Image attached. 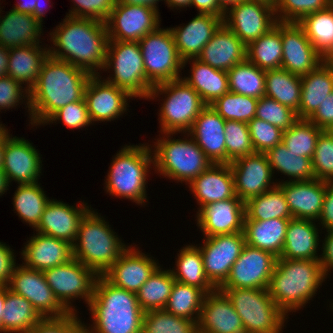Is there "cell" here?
Returning <instances> with one entry per match:
<instances>
[{
	"mask_svg": "<svg viewBox=\"0 0 333 333\" xmlns=\"http://www.w3.org/2000/svg\"><path fill=\"white\" fill-rule=\"evenodd\" d=\"M49 34L54 46L48 47L51 57L82 68L92 75L100 74L103 70L109 42L105 22L66 15L63 22Z\"/></svg>",
	"mask_w": 333,
	"mask_h": 333,
	"instance_id": "cell-1",
	"label": "cell"
},
{
	"mask_svg": "<svg viewBox=\"0 0 333 333\" xmlns=\"http://www.w3.org/2000/svg\"><path fill=\"white\" fill-rule=\"evenodd\" d=\"M91 75L82 68L49 55L29 93V123L32 127L44 125L57 110L82 100Z\"/></svg>",
	"mask_w": 333,
	"mask_h": 333,
	"instance_id": "cell-2",
	"label": "cell"
},
{
	"mask_svg": "<svg viewBox=\"0 0 333 333\" xmlns=\"http://www.w3.org/2000/svg\"><path fill=\"white\" fill-rule=\"evenodd\" d=\"M93 319L87 333H142L144 311L137 295L97 277L88 305Z\"/></svg>",
	"mask_w": 333,
	"mask_h": 333,
	"instance_id": "cell-3",
	"label": "cell"
},
{
	"mask_svg": "<svg viewBox=\"0 0 333 333\" xmlns=\"http://www.w3.org/2000/svg\"><path fill=\"white\" fill-rule=\"evenodd\" d=\"M320 260L277 258L268 291L274 303L288 316L305 307L325 281Z\"/></svg>",
	"mask_w": 333,
	"mask_h": 333,
	"instance_id": "cell-4",
	"label": "cell"
},
{
	"mask_svg": "<svg viewBox=\"0 0 333 333\" xmlns=\"http://www.w3.org/2000/svg\"><path fill=\"white\" fill-rule=\"evenodd\" d=\"M98 212L90 210L81 221L72 245L73 258L103 275L129 247L111 229L109 222Z\"/></svg>",
	"mask_w": 333,
	"mask_h": 333,
	"instance_id": "cell-5",
	"label": "cell"
},
{
	"mask_svg": "<svg viewBox=\"0 0 333 333\" xmlns=\"http://www.w3.org/2000/svg\"><path fill=\"white\" fill-rule=\"evenodd\" d=\"M150 144L124 145L112 159L105 181L109 195L126 198L138 205L147 202V176L153 164Z\"/></svg>",
	"mask_w": 333,
	"mask_h": 333,
	"instance_id": "cell-6",
	"label": "cell"
},
{
	"mask_svg": "<svg viewBox=\"0 0 333 333\" xmlns=\"http://www.w3.org/2000/svg\"><path fill=\"white\" fill-rule=\"evenodd\" d=\"M161 135L150 145L158 175L188 185L213 164L188 133L182 139H174L173 133Z\"/></svg>",
	"mask_w": 333,
	"mask_h": 333,
	"instance_id": "cell-7",
	"label": "cell"
},
{
	"mask_svg": "<svg viewBox=\"0 0 333 333\" xmlns=\"http://www.w3.org/2000/svg\"><path fill=\"white\" fill-rule=\"evenodd\" d=\"M160 95L165 97L158 113L160 133L187 134L206 106L200 95L182 78L153 86L147 99Z\"/></svg>",
	"mask_w": 333,
	"mask_h": 333,
	"instance_id": "cell-8",
	"label": "cell"
},
{
	"mask_svg": "<svg viewBox=\"0 0 333 333\" xmlns=\"http://www.w3.org/2000/svg\"><path fill=\"white\" fill-rule=\"evenodd\" d=\"M240 316L245 333H281L287 315L274 303L268 289H219Z\"/></svg>",
	"mask_w": 333,
	"mask_h": 333,
	"instance_id": "cell-9",
	"label": "cell"
},
{
	"mask_svg": "<svg viewBox=\"0 0 333 333\" xmlns=\"http://www.w3.org/2000/svg\"><path fill=\"white\" fill-rule=\"evenodd\" d=\"M111 68V69H110ZM114 71L105 79L131 97L147 99L153 86L147 81L139 42L109 40L103 71Z\"/></svg>",
	"mask_w": 333,
	"mask_h": 333,
	"instance_id": "cell-10",
	"label": "cell"
},
{
	"mask_svg": "<svg viewBox=\"0 0 333 333\" xmlns=\"http://www.w3.org/2000/svg\"><path fill=\"white\" fill-rule=\"evenodd\" d=\"M147 81L156 86L181 77V60L170 28H158L139 41ZM181 69V70H180Z\"/></svg>",
	"mask_w": 333,
	"mask_h": 333,
	"instance_id": "cell-11",
	"label": "cell"
},
{
	"mask_svg": "<svg viewBox=\"0 0 333 333\" xmlns=\"http://www.w3.org/2000/svg\"><path fill=\"white\" fill-rule=\"evenodd\" d=\"M43 273L55 297L69 313H77L71 303L76 298L84 299L88 307L98 277L93 270L72 258L67 263L47 269Z\"/></svg>",
	"mask_w": 333,
	"mask_h": 333,
	"instance_id": "cell-12",
	"label": "cell"
},
{
	"mask_svg": "<svg viewBox=\"0 0 333 333\" xmlns=\"http://www.w3.org/2000/svg\"><path fill=\"white\" fill-rule=\"evenodd\" d=\"M7 286L12 292L26 298L43 319L70 314L55 297L42 271L16 265Z\"/></svg>",
	"mask_w": 333,
	"mask_h": 333,
	"instance_id": "cell-13",
	"label": "cell"
},
{
	"mask_svg": "<svg viewBox=\"0 0 333 333\" xmlns=\"http://www.w3.org/2000/svg\"><path fill=\"white\" fill-rule=\"evenodd\" d=\"M277 258L269 251L245 244L228 279L219 289H268Z\"/></svg>",
	"mask_w": 333,
	"mask_h": 333,
	"instance_id": "cell-14",
	"label": "cell"
},
{
	"mask_svg": "<svg viewBox=\"0 0 333 333\" xmlns=\"http://www.w3.org/2000/svg\"><path fill=\"white\" fill-rule=\"evenodd\" d=\"M246 244L244 232L204 237L199 249L208 280L219 289L228 279L232 265Z\"/></svg>",
	"mask_w": 333,
	"mask_h": 333,
	"instance_id": "cell-15",
	"label": "cell"
},
{
	"mask_svg": "<svg viewBox=\"0 0 333 333\" xmlns=\"http://www.w3.org/2000/svg\"><path fill=\"white\" fill-rule=\"evenodd\" d=\"M277 22L275 8L262 0H246L231 7L223 23L246 45L266 34Z\"/></svg>",
	"mask_w": 333,
	"mask_h": 333,
	"instance_id": "cell-16",
	"label": "cell"
},
{
	"mask_svg": "<svg viewBox=\"0 0 333 333\" xmlns=\"http://www.w3.org/2000/svg\"><path fill=\"white\" fill-rule=\"evenodd\" d=\"M159 16L150 7L116 3L105 22L109 40L138 42L160 27Z\"/></svg>",
	"mask_w": 333,
	"mask_h": 333,
	"instance_id": "cell-17",
	"label": "cell"
},
{
	"mask_svg": "<svg viewBox=\"0 0 333 333\" xmlns=\"http://www.w3.org/2000/svg\"><path fill=\"white\" fill-rule=\"evenodd\" d=\"M5 127V145L2 170L8 184L38 183L42 172V160L39 151L25 138L13 137Z\"/></svg>",
	"mask_w": 333,
	"mask_h": 333,
	"instance_id": "cell-18",
	"label": "cell"
},
{
	"mask_svg": "<svg viewBox=\"0 0 333 333\" xmlns=\"http://www.w3.org/2000/svg\"><path fill=\"white\" fill-rule=\"evenodd\" d=\"M229 165L234 177L236 196L244 203L278 185L272 178L274 175L264 153L240 157Z\"/></svg>",
	"mask_w": 333,
	"mask_h": 333,
	"instance_id": "cell-19",
	"label": "cell"
},
{
	"mask_svg": "<svg viewBox=\"0 0 333 333\" xmlns=\"http://www.w3.org/2000/svg\"><path fill=\"white\" fill-rule=\"evenodd\" d=\"M281 40V68L296 76H305L325 60L315 50L299 23L281 22Z\"/></svg>",
	"mask_w": 333,
	"mask_h": 333,
	"instance_id": "cell-20",
	"label": "cell"
},
{
	"mask_svg": "<svg viewBox=\"0 0 333 333\" xmlns=\"http://www.w3.org/2000/svg\"><path fill=\"white\" fill-rule=\"evenodd\" d=\"M100 74L91 75L85 88L84 99L91 121L111 122L127 112L128 100L134 99L125 90L117 88Z\"/></svg>",
	"mask_w": 333,
	"mask_h": 333,
	"instance_id": "cell-21",
	"label": "cell"
},
{
	"mask_svg": "<svg viewBox=\"0 0 333 333\" xmlns=\"http://www.w3.org/2000/svg\"><path fill=\"white\" fill-rule=\"evenodd\" d=\"M88 203L76 206L52 199L47 203L36 232L64 240L73 245L84 216L91 210Z\"/></svg>",
	"mask_w": 333,
	"mask_h": 333,
	"instance_id": "cell-22",
	"label": "cell"
},
{
	"mask_svg": "<svg viewBox=\"0 0 333 333\" xmlns=\"http://www.w3.org/2000/svg\"><path fill=\"white\" fill-rule=\"evenodd\" d=\"M135 247L131 244L103 276L113 285L136 294L160 265Z\"/></svg>",
	"mask_w": 333,
	"mask_h": 333,
	"instance_id": "cell-23",
	"label": "cell"
},
{
	"mask_svg": "<svg viewBox=\"0 0 333 333\" xmlns=\"http://www.w3.org/2000/svg\"><path fill=\"white\" fill-rule=\"evenodd\" d=\"M198 228L205 237L244 231L245 204L237 196L203 206L196 214Z\"/></svg>",
	"mask_w": 333,
	"mask_h": 333,
	"instance_id": "cell-24",
	"label": "cell"
},
{
	"mask_svg": "<svg viewBox=\"0 0 333 333\" xmlns=\"http://www.w3.org/2000/svg\"><path fill=\"white\" fill-rule=\"evenodd\" d=\"M292 218L317 221L320 217L327 181L311 179L306 181H278Z\"/></svg>",
	"mask_w": 333,
	"mask_h": 333,
	"instance_id": "cell-25",
	"label": "cell"
},
{
	"mask_svg": "<svg viewBox=\"0 0 333 333\" xmlns=\"http://www.w3.org/2000/svg\"><path fill=\"white\" fill-rule=\"evenodd\" d=\"M197 333H245L240 316L219 289L204 297Z\"/></svg>",
	"mask_w": 333,
	"mask_h": 333,
	"instance_id": "cell-26",
	"label": "cell"
},
{
	"mask_svg": "<svg viewBox=\"0 0 333 333\" xmlns=\"http://www.w3.org/2000/svg\"><path fill=\"white\" fill-rule=\"evenodd\" d=\"M225 122L210 105H206L188 132L213 164H226Z\"/></svg>",
	"mask_w": 333,
	"mask_h": 333,
	"instance_id": "cell-27",
	"label": "cell"
},
{
	"mask_svg": "<svg viewBox=\"0 0 333 333\" xmlns=\"http://www.w3.org/2000/svg\"><path fill=\"white\" fill-rule=\"evenodd\" d=\"M224 17L198 13L187 25L171 29L181 60L197 59L203 47L223 24Z\"/></svg>",
	"mask_w": 333,
	"mask_h": 333,
	"instance_id": "cell-28",
	"label": "cell"
},
{
	"mask_svg": "<svg viewBox=\"0 0 333 333\" xmlns=\"http://www.w3.org/2000/svg\"><path fill=\"white\" fill-rule=\"evenodd\" d=\"M23 266L29 269L45 271L67 263L73 258L72 245L64 240L36 232L22 248Z\"/></svg>",
	"mask_w": 333,
	"mask_h": 333,
	"instance_id": "cell-29",
	"label": "cell"
},
{
	"mask_svg": "<svg viewBox=\"0 0 333 333\" xmlns=\"http://www.w3.org/2000/svg\"><path fill=\"white\" fill-rule=\"evenodd\" d=\"M188 187L192 192L198 211L210 203L236 197L234 177L229 164H212L193 179Z\"/></svg>",
	"mask_w": 333,
	"mask_h": 333,
	"instance_id": "cell-30",
	"label": "cell"
},
{
	"mask_svg": "<svg viewBox=\"0 0 333 333\" xmlns=\"http://www.w3.org/2000/svg\"><path fill=\"white\" fill-rule=\"evenodd\" d=\"M247 46L223 23L197 58L209 66L229 71L246 59Z\"/></svg>",
	"mask_w": 333,
	"mask_h": 333,
	"instance_id": "cell-31",
	"label": "cell"
},
{
	"mask_svg": "<svg viewBox=\"0 0 333 333\" xmlns=\"http://www.w3.org/2000/svg\"><path fill=\"white\" fill-rule=\"evenodd\" d=\"M313 220L291 218L288 222L283 251L279 258L289 260H320L319 229Z\"/></svg>",
	"mask_w": 333,
	"mask_h": 333,
	"instance_id": "cell-32",
	"label": "cell"
},
{
	"mask_svg": "<svg viewBox=\"0 0 333 333\" xmlns=\"http://www.w3.org/2000/svg\"><path fill=\"white\" fill-rule=\"evenodd\" d=\"M42 26L31 14L13 8L4 16L0 15V45L10 49L42 43L39 39Z\"/></svg>",
	"mask_w": 333,
	"mask_h": 333,
	"instance_id": "cell-33",
	"label": "cell"
},
{
	"mask_svg": "<svg viewBox=\"0 0 333 333\" xmlns=\"http://www.w3.org/2000/svg\"><path fill=\"white\" fill-rule=\"evenodd\" d=\"M301 100L297 115L308 119L333 91V65L324 60L314 70L301 77Z\"/></svg>",
	"mask_w": 333,
	"mask_h": 333,
	"instance_id": "cell-34",
	"label": "cell"
},
{
	"mask_svg": "<svg viewBox=\"0 0 333 333\" xmlns=\"http://www.w3.org/2000/svg\"><path fill=\"white\" fill-rule=\"evenodd\" d=\"M48 56L49 49L42 44L10 48L7 75L30 91Z\"/></svg>",
	"mask_w": 333,
	"mask_h": 333,
	"instance_id": "cell-35",
	"label": "cell"
},
{
	"mask_svg": "<svg viewBox=\"0 0 333 333\" xmlns=\"http://www.w3.org/2000/svg\"><path fill=\"white\" fill-rule=\"evenodd\" d=\"M188 61L189 64L192 63L191 75L182 79L200 95L206 105H211L217 98L229 92L227 71L213 68L199 59L186 60L183 62V67Z\"/></svg>",
	"mask_w": 333,
	"mask_h": 333,
	"instance_id": "cell-36",
	"label": "cell"
},
{
	"mask_svg": "<svg viewBox=\"0 0 333 333\" xmlns=\"http://www.w3.org/2000/svg\"><path fill=\"white\" fill-rule=\"evenodd\" d=\"M290 219L244 220L247 245L269 251L280 257Z\"/></svg>",
	"mask_w": 333,
	"mask_h": 333,
	"instance_id": "cell-37",
	"label": "cell"
},
{
	"mask_svg": "<svg viewBox=\"0 0 333 333\" xmlns=\"http://www.w3.org/2000/svg\"><path fill=\"white\" fill-rule=\"evenodd\" d=\"M199 245H186L181 248L176 258V267L170 271L175 279L183 284L202 289L206 294L217 288L208 280L203 264V257Z\"/></svg>",
	"mask_w": 333,
	"mask_h": 333,
	"instance_id": "cell-38",
	"label": "cell"
},
{
	"mask_svg": "<svg viewBox=\"0 0 333 333\" xmlns=\"http://www.w3.org/2000/svg\"><path fill=\"white\" fill-rule=\"evenodd\" d=\"M43 318L33 305L21 295L6 286V300L3 311V333H28Z\"/></svg>",
	"mask_w": 333,
	"mask_h": 333,
	"instance_id": "cell-39",
	"label": "cell"
},
{
	"mask_svg": "<svg viewBox=\"0 0 333 333\" xmlns=\"http://www.w3.org/2000/svg\"><path fill=\"white\" fill-rule=\"evenodd\" d=\"M265 96L298 112L301 100V77L283 68L266 70Z\"/></svg>",
	"mask_w": 333,
	"mask_h": 333,
	"instance_id": "cell-40",
	"label": "cell"
},
{
	"mask_svg": "<svg viewBox=\"0 0 333 333\" xmlns=\"http://www.w3.org/2000/svg\"><path fill=\"white\" fill-rule=\"evenodd\" d=\"M281 22L247 46L246 58L263 70L278 69L282 64Z\"/></svg>",
	"mask_w": 333,
	"mask_h": 333,
	"instance_id": "cell-41",
	"label": "cell"
},
{
	"mask_svg": "<svg viewBox=\"0 0 333 333\" xmlns=\"http://www.w3.org/2000/svg\"><path fill=\"white\" fill-rule=\"evenodd\" d=\"M264 154L267 157L273 175L275 170H277L278 173L279 171L282 173L281 175H287L290 182L315 179L311 158L296 156L282 142L267 150Z\"/></svg>",
	"mask_w": 333,
	"mask_h": 333,
	"instance_id": "cell-42",
	"label": "cell"
},
{
	"mask_svg": "<svg viewBox=\"0 0 333 333\" xmlns=\"http://www.w3.org/2000/svg\"><path fill=\"white\" fill-rule=\"evenodd\" d=\"M298 23L315 50L328 60L333 55V9L328 7L308 14Z\"/></svg>",
	"mask_w": 333,
	"mask_h": 333,
	"instance_id": "cell-43",
	"label": "cell"
},
{
	"mask_svg": "<svg viewBox=\"0 0 333 333\" xmlns=\"http://www.w3.org/2000/svg\"><path fill=\"white\" fill-rule=\"evenodd\" d=\"M14 192L13 207L18 217L35 229L47 203L51 200L40 183L19 184Z\"/></svg>",
	"mask_w": 333,
	"mask_h": 333,
	"instance_id": "cell-44",
	"label": "cell"
},
{
	"mask_svg": "<svg viewBox=\"0 0 333 333\" xmlns=\"http://www.w3.org/2000/svg\"><path fill=\"white\" fill-rule=\"evenodd\" d=\"M244 220L291 219L292 215L282 189L276 187L245 203Z\"/></svg>",
	"mask_w": 333,
	"mask_h": 333,
	"instance_id": "cell-45",
	"label": "cell"
},
{
	"mask_svg": "<svg viewBox=\"0 0 333 333\" xmlns=\"http://www.w3.org/2000/svg\"><path fill=\"white\" fill-rule=\"evenodd\" d=\"M265 74L266 70L246 58L227 71L229 91L259 99L265 96Z\"/></svg>",
	"mask_w": 333,
	"mask_h": 333,
	"instance_id": "cell-46",
	"label": "cell"
},
{
	"mask_svg": "<svg viewBox=\"0 0 333 333\" xmlns=\"http://www.w3.org/2000/svg\"><path fill=\"white\" fill-rule=\"evenodd\" d=\"M205 296L202 289L175 281L164 310L197 324Z\"/></svg>",
	"mask_w": 333,
	"mask_h": 333,
	"instance_id": "cell-47",
	"label": "cell"
},
{
	"mask_svg": "<svg viewBox=\"0 0 333 333\" xmlns=\"http://www.w3.org/2000/svg\"><path fill=\"white\" fill-rule=\"evenodd\" d=\"M174 282L170 269L163 270L160 265L136 293L141 309L144 312L164 309Z\"/></svg>",
	"mask_w": 333,
	"mask_h": 333,
	"instance_id": "cell-48",
	"label": "cell"
},
{
	"mask_svg": "<svg viewBox=\"0 0 333 333\" xmlns=\"http://www.w3.org/2000/svg\"><path fill=\"white\" fill-rule=\"evenodd\" d=\"M324 130L308 119H299L283 131L282 143L296 156L313 157L317 139Z\"/></svg>",
	"mask_w": 333,
	"mask_h": 333,
	"instance_id": "cell-49",
	"label": "cell"
},
{
	"mask_svg": "<svg viewBox=\"0 0 333 333\" xmlns=\"http://www.w3.org/2000/svg\"><path fill=\"white\" fill-rule=\"evenodd\" d=\"M258 99L233 92L217 98L210 106L225 120L248 123L256 115Z\"/></svg>",
	"mask_w": 333,
	"mask_h": 333,
	"instance_id": "cell-50",
	"label": "cell"
},
{
	"mask_svg": "<svg viewBox=\"0 0 333 333\" xmlns=\"http://www.w3.org/2000/svg\"><path fill=\"white\" fill-rule=\"evenodd\" d=\"M142 333H197V324L164 309L150 310L144 312Z\"/></svg>",
	"mask_w": 333,
	"mask_h": 333,
	"instance_id": "cell-51",
	"label": "cell"
},
{
	"mask_svg": "<svg viewBox=\"0 0 333 333\" xmlns=\"http://www.w3.org/2000/svg\"><path fill=\"white\" fill-rule=\"evenodd\" d=\"M226 164L255 153L249 133L248 123L226 121L225 127Z\"/></svg>",
	"mask_w": 333,
	"mask_h": 333,
	"instance_id": "cell-52",
	"label": "cell"
},
{
	"mask_svg": "<svg viewBox=\"0 0 333 333\" xmlns=\"http://www.w3.org/2000/svg\"><path fill=\"white\" fill-rule=\"evenodd\" d=\"M255 117L273 124L283 131L299 120L296 111L266 96L258 99Z\"/></svg>",
	"mask_w": 333,
	"mask_h": 333,
	"instance_id": "cell-53",
	"label": "cell"
},
{
	"mask_svg": "<svg viewBox=\"0 0 333 333\" xmlns=\"http://www.w3.org/2000/svg\"><path fill=\"white\" fill-rule=\"evenodd\" d=\"M315 179L333 182V134L324 130L317 139L312 157Z\"/></svg>",
	"mask_w": 333,
	"mask_h": 333,
	"instance_id": "cell-54",
	"label": "cell"
},
{
	"mask_svg": "<svg viewBox=\"0 0 333 333\" xmlns=\"http://www.w3.org/2000/svg\"><path fill=\"white\" fill-rule=\"evenodd\" d=\"M329 7V0H283L275 8L279 22H300L306 15Z\"/></svg>",
	"mask_w": 333,
	"mask_h": 333,
	"instance_id": "cell-55",
	"label": "cell"
},
{
	"mask_svg": "<svg viewBox=\"0 0 333 333\" xmlns=\"http://www.w3.org/2000/svg\"><path fill=\"white\" fill-rule=\"evenodd\" d=\"M248 128L255 153H265L282 142L283 130L266 121L254 117Z\"/></svg>",
	"mask_w": 333,
	"mask_h": 333,
	"instance_id": "cell-56",
	"label": "cell"
},
{
	"mask_svg": "<svg viewBox=\"0 0 333 333\" xmlns=\"http://www.w3.org/2000/svg\"><path fill=\"white\" fill-rule=\"evenodd\" d=\"M62 120L63 125L69 129H82L93 125L85 99L69 103L68 105L57 110L45 123H56Z\"/></svg>",
	"mask_w": 333,
	"mask_h": 333,
	"instance_id": "cell-57",
	"label": "cell"
},
{
	"mask_svg": "<svg viewBox=\"0 0 333 333\" xmlns=\"http://www.w3.org/2000/svg\"><path fill=\"white\" fill-rule=\"evenodd\" d=\"M77 314L70 313L61 318L42 319L28 333H87V326Z\"/></svg>",
	"mask_w": 333,
	"mask_h": 333,
	"instance_id": "cell-58",
	"label": "cell"
},
{
	"mask_svg": "<svg viewBox=\"0 0 333 333\" xmlns=\"http://www.w3.org/2000/svg\"><path fill=\"white\" fill-rule=\"evenodd\" d=\"M73 8L66 14L76 18H91L106 22L117 0H73Z\"/></svg>",
	"mask_w": 333,
	"mask_h": 333,
	"instance_id": "cell-59",
	"label": "cell"
},
{
	"mask_svg": "<svg viewBox=\"0 0 333 333\" xmlns=\"http://www.w3.org/2000/svg\"><path fill=\"white\" fill-rule=\"evenodd\" d=\"M23 86L24 85H21L8 75L0 78V112L1 110L17 107L20 102L23 103L26 100L25 106L27 104V112L29 113V118H31L29 103L30 91Z\"/></svg>",
	"mask_w": 333,
	"mask_h": 333,
	"instance_id": "cell-60",
	"label": "cell"
},
{
	"mask_svg": "<svg viewBox=\"0 0 333 333\" xmlns=\"http://www.w3.org/2000/svg\"><path fill=\"white\" fill-rule=\"evenodd\" d=\"M318 128L329 131L333 127V91L308 118Z\"/></svg>",
	"mask_w": 333,
	"mask_h": 333,
	"instance_id": "cell-61",
	"label": "cell"
},
{
	"mask_svg": "<svg viewBox=\"0 0 333 333\" xmlns=\"http://www.w3.org/2000/svg\"><path fill=\"white\" fill-rule=\"evenodd\" d=\"M14 250L0 241V286H7L16 266Z\"/></svg>",
	"mask_w": 333,
	"mask_h": 333,
	"instance_id": "cell-62",
	"label": "cell"
},
{
	"mask_svg": "<svg viewBox=\"0 0 333 333\" xmlns=\"http://www.w3.org/2000/svg\"><path fill=\"white\" fill-rule=\"evenodd\" d=\"M318 221L317 224L322 226L321 231L323 228L326 229V232L333 230V182H327L326 194Z\"/></svg>",
	"mask_w": 333,
	"mask_h": 333,
	"instance_id": "cell-63",
	"label": "cell"
},
{
	"mask_svg": "<svg viewBox=\"0 0 333 333\" xmlns=\"http://www.w3.org/2000/svg\"><path fill=\"white\" fill-rule=\"evenodd\" d=\"M44 2L41 0H23L22 2H17L15 6L13 7L16 11L25 13V14H31L34 18H36L41 25L43 24V18L46 15L48 10L43 7Z\"/></svg>",
	"mask_w": 333,
	"mask_h": 333,
	"instance_id": "cell-64",
	"label": "cell"
},
{
	"mask_svg": "<svg viewBox=\"0 0 333 333\" xmlns=\"http://www.w3.org/2000/svg\"><path fill=\"white\" fill-rule=\"evenodd\" d=\"M322 242L321 250L323 252L320 255V263L324 274L328 276L329 271L333 269V230L326 233Z\"/></svg>",
	"mask_w": 333,
	"mask_h": 333,
	"instance_id": "cell-65",
	"label": "cell"
},
{
	"mask_svg": "<svg viewBox=\"0 0 333 333\" xmlns=\"http://www.w3.org/2000/svg\"><path fill=\"white\" fill-rule=\"evenodd\" d=\"M195 6L198 13L212 14L217 17H224L225 12L220 8L218 0H191V7Z\"/></svg>",
	"mask_w": 333,
	"mask_h": 333,
	"instance_id": "cell-66",
	"label": "cell"
},
{
	"mask_svg": "<svg viewBox=\"0 0 333 333\" xmlns=\"http://www.w3.org/2000/svg\"><path fill=\"white\" fill-rule=\"evenodd\" d=\"M165 0H117L116 3L126 4V5H138L150 7L156 11H158V2Z\"/></svg>",
	"mask_w": 333,
	"mask_h": 333,
	"instance_id": "cell-67",
	"label": "cell"
},
{
	"mask_svg": "<svg viewBox=\"0 0 333 333\" xmlns=\"http://www.w3.org/2000/svg\"><path fill=\"white\" fill-rule=\"evenodd\" d=\"M9 48L0 45V78L7 75Z\"/></svg>",
	"mask_w": 333,
	"mask_h": 333,
	"instance_id": "cell-68",
	"label": "cell"
},
{
	"mask_svg": "<svg viewBox=\"0 0 333 333\" xmlns=\"http://www.w3.org/2000/svg\"><path fill=\"white\" fill-rule=\"evenodd\" d=\"M165 3L171 9L180 10V8L191 7V0H165ZM178 7V8H177Z\"/></svg>",
	"mask_w": 333,
	"mask_h": 333,
	"instance_id": "cell-69",
	"label": "cell"
},
{
	"mask_svg": "<svg viewBox=\"0 0 333 333\" xmlns=\"http://www.w3.org/2000/svg\"><path fill=\"white\" fill-rule=\"evenodd\" d=\"M6 300V286H0V332L3 333V311Z\"/></svg>",
	"mask_w": 333,
	"mask_h": 333,
	"instance_id": "cell-70",
	"label": "cell"
},
{
	"mask_svg": "<svg viewBox=\"0 0 333 333\" xmlns=\"http://www.w3.org/2000/svg\"><path fill=\"white\" fill-rule=\"evenodd\" d=\"M246 0H218L220 8L226 13L231 7L239 5Z\"/></svg>",
	"mask_w": 333,
	"mask_h": 333,
	"instance_id": "cell-71",
	"label": "cell"
},
{
	"mask_svg": "<svg viewBox=\"0 0 333 333\" xmlns=\"http://www.w3.org/2000/svg\"><path fill=\"white\" fill-rule=\"evenodd\" d=\"M8 187H9V184H8L7 178L5 176V173L0 168V196L5 194L7 192V190H9Z\"/></svg>",
	"mask_w": 333,
	"mask_h": 333,
	"instance_id": "cell-72",
	"label": "cell"
},
{
	"mask_svg": "<svg viewBox=\"0 0 333 333\" xmlns=\"http://www.w3.org/2000/svg\"><path fill=\"white\" fill-rule=\"evenodd\" d=\"M4 145H5V126H3L0 129V168H2Z\"/></svg>",
	"mask_w": 333,
	"mask_h": 333,
	"instance_id": "cell-73",
	"label": "cell"
},
{
	"mask_svg": "<svg viewBox=\"0 0 333 333\" xmlns=\"http://www.w3.org/2000/svg\"><path fill=\"white\" fill-rule=\"evenodd\" d=\"M283 0H270V5L276 8Z\"/></svg>",
	"mask_w": 333,
	"mask_h": 333,
	"instance_id": "cell-74",
	"label": "cell"
},
{
	"mask_svg": "<svg viewBox=\"0 0 333 333\" xmlns=\"http://www.w3.org/2000/svg\"><path fill=\"white\" fill-rule=\"evenodd\" d=\"M329 7L333 9V0H329Z\"/></svg>",
	"mask_w": 333,
	"mask_h": 333,
	"instance_id": "cell-75",
	"label": "cell"
},
{
	"mask_svg": "<svg viewBox=\"0 0 333 333\" xmlns=\"http://www.w3.org/2000/svg\"><path fill=\"white\" fill-rule=\"evenodd\" d=\"M328 61L333 65V55L328 59Z\"/></svg>",
	"mask_w": 333,
	"mask_h": 333,
	"instance_id": "cell-76",
	"label": "cell"
},
{
	"mask_svg": "<svg viewBox=\"0 0 333 333\" xmlns=\"http://www.w3.org/2000/svg\"><path fill=\"white\" fill-rule=\"evenodd\" d=\"M262 1H266L270 5V0H262Z\"/></svg>",
	"mask_w": 333,
	"mask_h": 333,
	"instance_id": "cell-77",
	"label": "cell"
},
{
	"mask_svg": "<svg viewBox=\"0 0 333 333\" xmlns=\"http://www.w3.org/2000/svg\"><path fill=\"white\" fill-rule=\"evenodd\" d=\"M329 131L333 134V127Z\"/></svg>",
	"mask_w": 333,
	"mask_h": 333,
	"instance_id": "cell-78",
	"label": "cell"
}]
</instances>
